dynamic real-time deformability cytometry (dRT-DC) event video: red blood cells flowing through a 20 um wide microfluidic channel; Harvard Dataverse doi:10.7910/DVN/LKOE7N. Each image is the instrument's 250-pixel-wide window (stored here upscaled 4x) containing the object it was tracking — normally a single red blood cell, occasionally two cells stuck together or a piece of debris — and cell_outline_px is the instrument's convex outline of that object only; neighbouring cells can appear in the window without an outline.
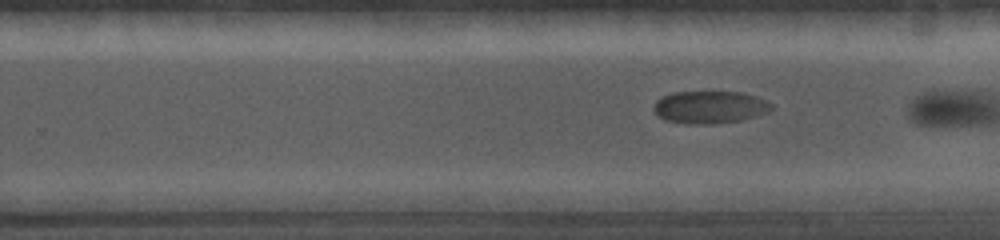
{"species": "common noctule bat (a hibernating species)", "species_latin": "Nyctalus noctula", "temperature_condition": "cold", "stored_images_in_passage": 36, "camera_frame_rate_fps": 5000, "um_per_image_px": 0.085, "animal": {"sex": "female", "body_mass_g": 19.0, "forearm_length_mm": 56.7}, "frame": {"image": 1, "passage_image": 31, "time_ms": 5.0, "image_size_px": [1000, 240], "cell_outline_px": [[772, 108], [768, 112], [756, 116], [740, 120], [708, 124], [688, 124], [664, 120], [656, 116], [652, 108], [656, 100], [660, 96], [672, 92], [744, 92], [756, 96], [772, 104]], "centroid_in_image_um": [60.27, 9.1], "position_along_channel_um": 269.5, "area_um2": 22.48}}